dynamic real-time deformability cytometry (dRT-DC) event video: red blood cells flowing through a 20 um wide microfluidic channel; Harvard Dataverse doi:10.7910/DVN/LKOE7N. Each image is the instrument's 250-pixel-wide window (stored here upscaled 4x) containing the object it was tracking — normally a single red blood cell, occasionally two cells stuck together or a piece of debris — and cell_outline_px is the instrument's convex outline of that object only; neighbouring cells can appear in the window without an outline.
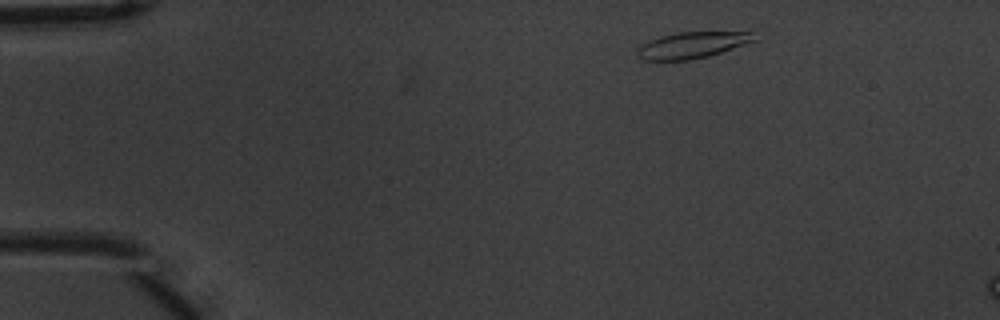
{"species": "common noctule bat (a hibernating species)", "species_latin": "Nyctalus noctula", "temperature_condition": "warm", "stored_images_in_passage": 4, "camera_frame_rate_fps": 3000, "um_per_image_px": 0.085, "animal": {"sex": "male", "body_mass_g": 20.1, "forearm_length_mm": 53.5}, "frame": {"image": 1, "passage_image": 1, "time_ms": 0.0, "image_size_px": [1000, 320], "cell_outline_px": [[756, 40], [708, 56], [692, 60], [644, 60], [636, 52], [648, 40], [660, 36], [676, 32], [752, 32]], "centroid_in_image_um": [58.82, 3.83], "position_along_channel_um": 26.2, "area_um2": 17.57}}